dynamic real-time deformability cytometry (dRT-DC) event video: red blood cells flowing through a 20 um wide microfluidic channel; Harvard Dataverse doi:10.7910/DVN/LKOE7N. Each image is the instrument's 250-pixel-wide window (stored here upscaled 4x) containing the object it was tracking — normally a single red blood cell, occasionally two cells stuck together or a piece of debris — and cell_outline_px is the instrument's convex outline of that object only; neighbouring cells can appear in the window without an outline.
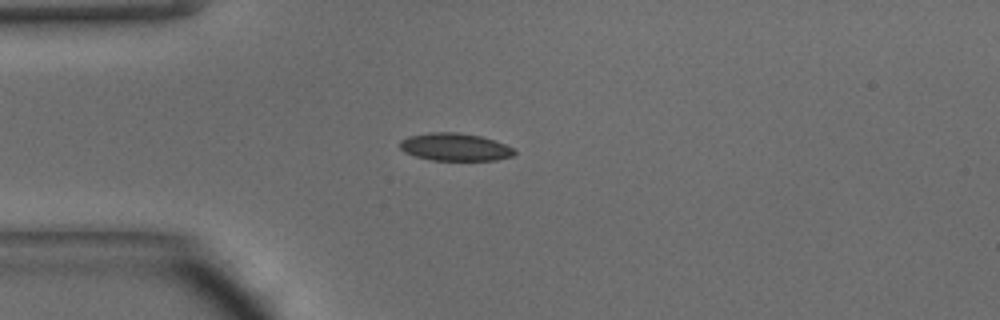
{"species": "common noctule bat (a hibernating species)", "species_latin": "Nyctalus noctula", "temperature_condition": "warm", "stored_images_in_passage": 36, "camera_frame_rate_fps": 3000, "um_per_image_px": 0.085, "animal": {"sex": "male", "body_mass_g": 15.6}, "frame": {"image": 1, "passage_image": 1, "time_ms": 0.0, "image_size_px": [1000, 320], "cell_outline_px": [[516, 152], [512, 156], [496, 160], [432, 160], [416, 156], [404, 152], [400, 148], [400, 140], [408, 136], [428, 132], [456, 132], [480, 136], [504, 144], [512, 148]], "centroid_in_image_um": [38.63, 12.49], "position_along_channel_um": 46.4, "area_um2": 18.32}}
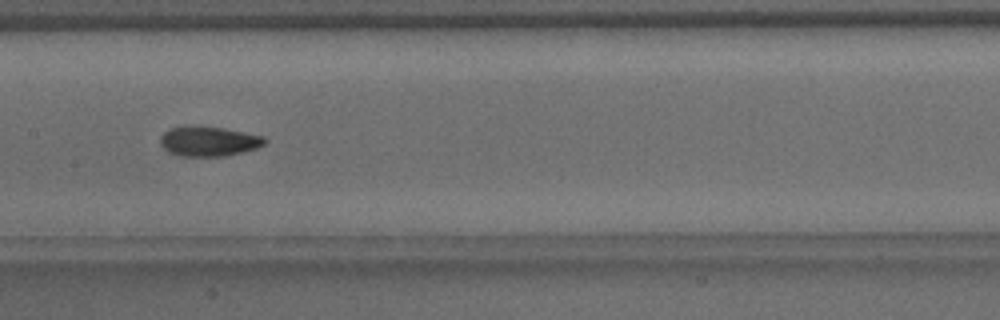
{"frame": {"image": 2, "passage_image": 12, "time_ms": 3.667, "image_size_px": [1000, 320], "cell_outline_px": [[268, 140], [264, 144], [256, 148], [244, 152], [224, 156], [180, 156], [168, 152], [160, 144], [160, 136], [164, 132], [172, 128], [192, 124], [220, 128], [264, 136]], "centroid_in_image_um": [17.72, 12.0], "position_along_channel_um": 189.7, "area_um2": 18.26}}
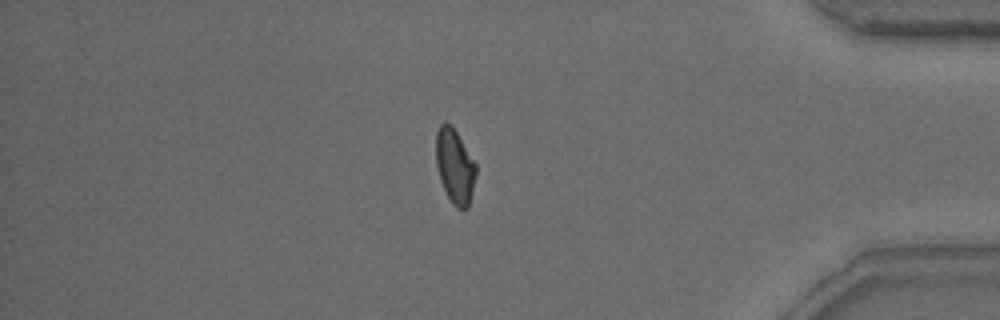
{"frame": {"image": 3, "passage_image": 29, "time_ms": 9.333, "image_size_px": [1000, 320], "cell_outline_px": [[476, 172], [472, 192], [468, 208], [456, 208], [452, 204], [440, 180], [436, 164], [436, 132], [440, 124], [444, 120], [452, 124], [476, 164]], "centroid_in_image_um": [38.65, 14.08], "position_along_channel_um": 396.6, "area_um2": 17.4}, "authors_computed_cell_mechanics": {"area_um2": 17.8602, "velocity_mm_per_s": 4.2577, "shape_relaxation_time_tau1_ms": 4.1747, "shape_relaxation_time_tau2_ms": 1.7368, "deformation_change_tau1": 0.1272, "deformation_change_tau2": 0.0714}}